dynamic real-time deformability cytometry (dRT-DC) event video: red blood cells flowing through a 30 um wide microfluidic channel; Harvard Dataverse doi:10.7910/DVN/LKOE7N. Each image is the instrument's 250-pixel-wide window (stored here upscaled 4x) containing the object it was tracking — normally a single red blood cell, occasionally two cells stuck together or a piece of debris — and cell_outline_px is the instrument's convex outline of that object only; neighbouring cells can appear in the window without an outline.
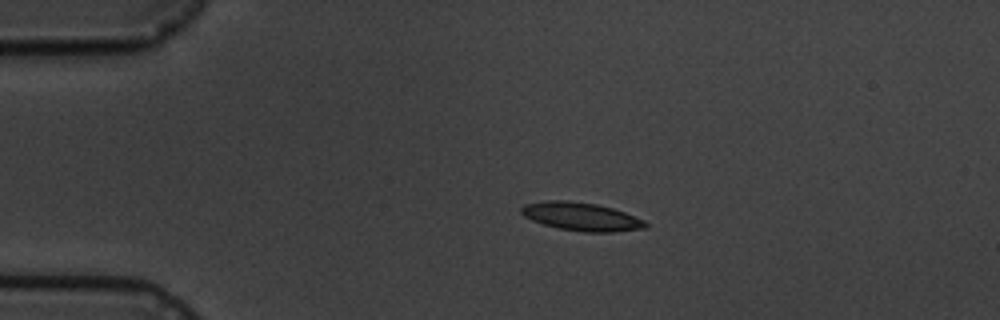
{"species": "common noctule bat (a hibernating species)", "species_latin": "Nyctalus noctula", "temperature_condition": "cold", "stored_images_in_passage": 5, "camera_frame_rate_fps": 3000, "um_per_image_px": 0.085, "animal": {"sex": "male", "body_mass_g": 19.5, "forearm_length_mm": 54.6}, "frame": {"image": 1, "passage_image": 3, "time_ms": 2.333, "image_size_px": [1000, 320], "cell_outline_px": [[648, 228], [612, 232], [580, 232], [556, 228], [532, 220], [524, 216], [520, 212], [520, 208], [524, 204], [548, 200], [568, 200], [596, 204], [612, 208], [624, 212], [644, 220], [648, 224]], "centroid_in_image_um": [49.4, 18.41], "position_along_channel_um": 35.6, "area_um2": 20.58}}
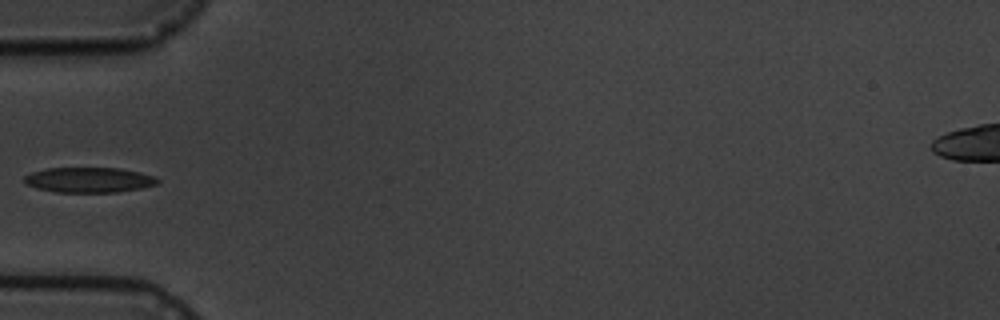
{"frame": {"image": 2, "passage_image": 5, "time_ms": 4.667, "image_size_px": [1000, 320], "cell_outline_px": [[160, 180], [156, 184], [140, 188], [116, 192], [56, 192], [36, 188], [28, 184], [24, 180], [24, 176], [32, 172], [44, 168], [120, 168], [140, 172], [156, 176]], "centroid_in_image_um": [7.57, 15.28], "position_along_channel_um": 77.4, "area_um2": 19.54}}